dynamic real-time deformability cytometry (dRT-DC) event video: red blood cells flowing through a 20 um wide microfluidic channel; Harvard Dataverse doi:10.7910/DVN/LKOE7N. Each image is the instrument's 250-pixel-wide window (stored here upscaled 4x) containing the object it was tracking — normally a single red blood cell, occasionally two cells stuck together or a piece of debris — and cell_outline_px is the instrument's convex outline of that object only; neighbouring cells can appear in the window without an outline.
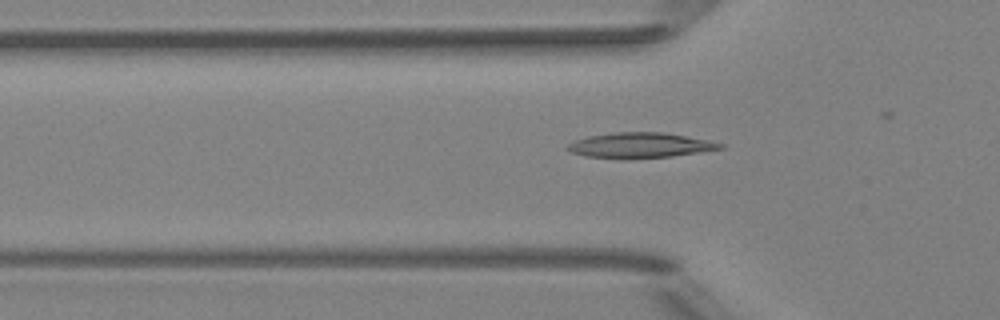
{"species": "Egyptian fruit bat (a non-hibernating species)", "species_latin": "Rousettus aegyptiacus", "temperature_condition": "room temperature", "stored_images_in_passage": 45, "camera_frame_rate_fps": 3000, "um_per_image_px": 0.085, "animal": {"sex": "female"}, "frame": {"image": 1, "passage_image": 18, "time_ms": 5.667, "image_size_px": [1000, 320], "cell_outline_px": [[724, 148], [672, 156], [624, 160], [620, 160], [584, 156], [572, 152], [564, 148], [568, 144], [576, 140], [588, 136], [616, 132], [664, 132], [708, 140], [724, 144]], "centroid_in_image_um": [54.36, 12.37], "position_along_channel_um": 71.4, "area_um2": 22.72}}
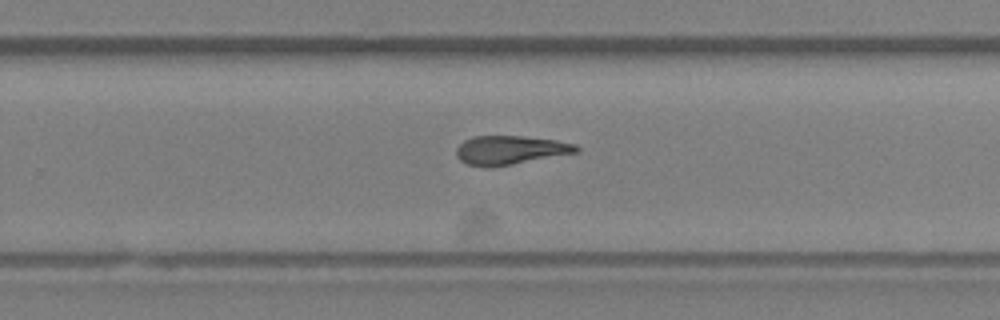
{"frame": {"image": 2, "passage_image": 34, "time_ms": 11.0, "image_size_px": [1000, 320], "cell_outline_px": [[580, 152], [512, 164], [468, 164], [460, 160], [456, 156], [456, 148], [464, 140], [476, 136], [520, 136], [556, 140], [576, 144], [580, 148]], "centroid_in_image_um": [43.43, 12.72], "position_along_channel_um": 286.4, "area_um2": 19.54}}
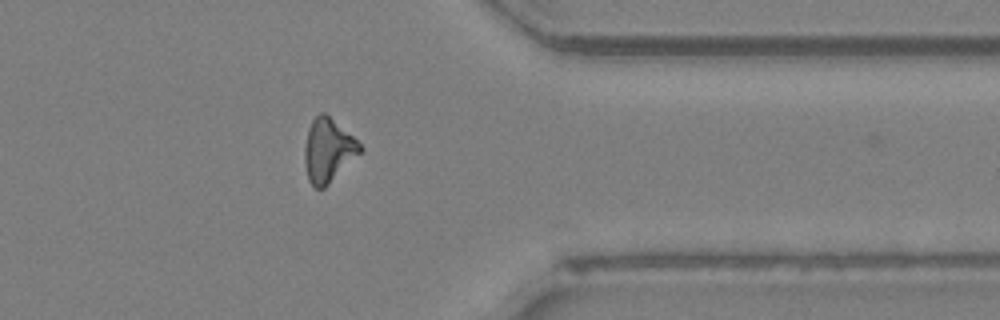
{"frame": {"image": 3, "passage_image": 42, "time_ms": 13.667, "image_size_px": [1000, 320], "cell_outline_px": [[364, 152], [324, 188], [316, 188], [308, 180], [304, 164], [304, 148], [308, 128], [312, 120], [320, 112], [324, 112], [352, 136], [364, 148]], "centroid_in_image_um": [27.9, 12.8], "position_along_channel_um": 383.5, "area_um2": 20.69}}